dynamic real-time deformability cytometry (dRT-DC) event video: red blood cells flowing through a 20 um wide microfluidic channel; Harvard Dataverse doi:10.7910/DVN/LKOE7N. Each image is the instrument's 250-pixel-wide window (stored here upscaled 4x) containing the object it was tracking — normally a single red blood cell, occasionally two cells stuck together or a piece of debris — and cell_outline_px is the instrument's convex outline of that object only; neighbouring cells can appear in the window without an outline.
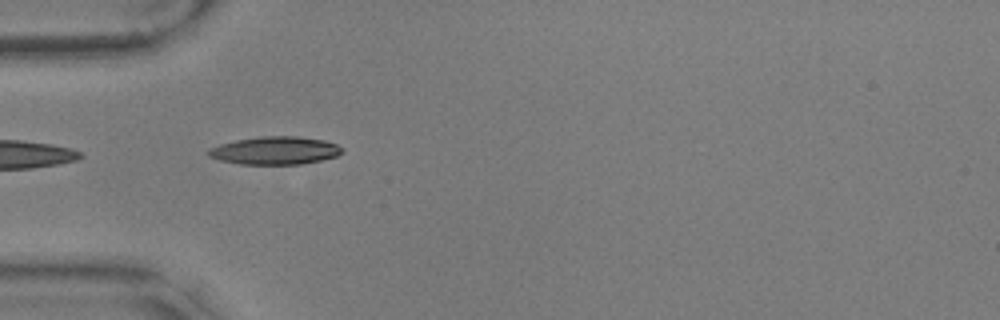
{"species": "common noctule bat (a hibernating species)", "species_latin": "Nyctalus noctula", "temperature_condition": "warm", "stored_images_in_passage": 25, "camera_frame_rate_fps": 3000, "um_per_image_px": 0.085, "animal": {"sex": "male", "body_mass_g": 17.9, "forearm_length_mm": 54.2}, "frame": {"image": 1, "passage_image": 1, "time_ms": 0.0, "image_size_px": [1000, 320], "cell_outline_px": [[344, 152], [336, 156], [320, 160], [300, 164], [240, 164], [220, 160], [208, 156], [204, 152], [208, 148], [220, 144], [236, 140], [260, 136], [296, 136], [324, 140], [336, 144], [344, 148]], "centroid_in_image_um": [23.35, 12.79], "position_along_channel_um": 61.6, "area_um2": 21.85}}
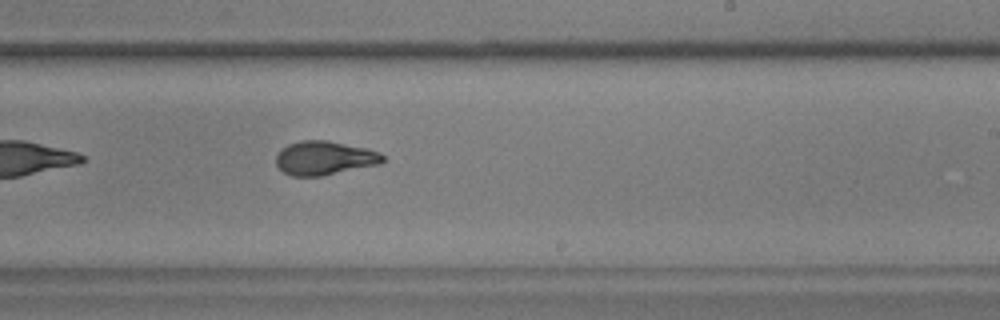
{"frame": {"image": 2, "passage_image": 18, "time_ms": 5.667, "image_size_px": [1000, 320], "cell_outline_px": [[384, 160], [380, 164], [324, 176], [292, 176], [284, 172], [276, 164], [276, 156], [280, 148], [288, 144], [300, 140], [328, 140], [368, 148], [380, 152], [384, 156]], "centroid_in_image_um": [27.59, 13.43], "position_along_channel_um": 261.4, "area_um2": 21.39}}
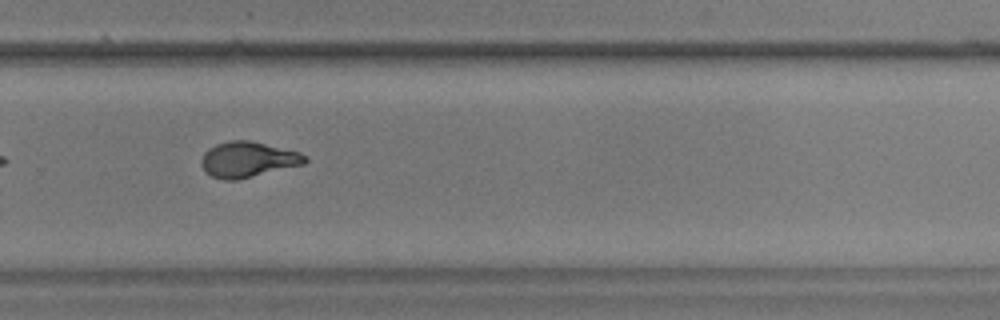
{"frame": {"image": 3, "passage_image": 22, "time_ms": 7.0, "image_size_px": [1000, 320], "cell_outline_px": [[308, 160], [304, 164], [236, 180], [224, 180], [212, 176], [204, 172], [200, 164], [200, 160], [204, 152], [208, 148], [216, 144], [228, 140], [252, 140], [300, 152], [308, 156]], "centroid_in_image_um": [21.05, 13.54], "position_along_channel_um": 308.8, "area_um2": 21.73}}